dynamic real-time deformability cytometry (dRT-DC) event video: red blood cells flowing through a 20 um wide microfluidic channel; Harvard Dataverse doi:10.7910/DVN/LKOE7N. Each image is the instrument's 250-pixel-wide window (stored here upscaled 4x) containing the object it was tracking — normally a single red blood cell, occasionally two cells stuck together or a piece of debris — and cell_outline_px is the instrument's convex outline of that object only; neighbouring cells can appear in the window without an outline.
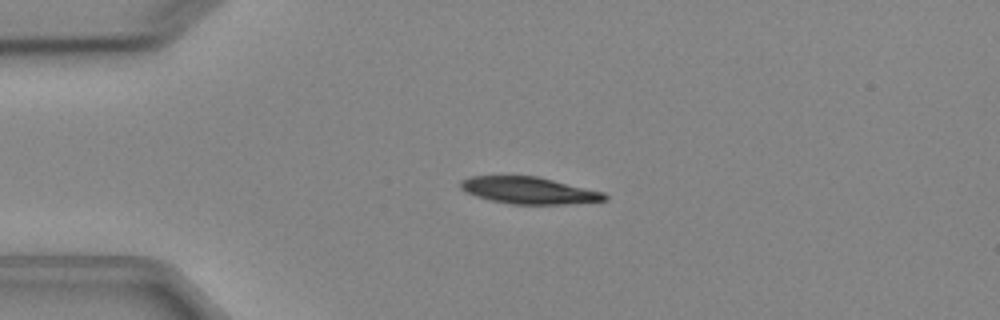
{"species": "Egyptian fruit bat (a non-hibernating species)", "species_latin": "Rousettus aegyptiacus", "temperature_condition": "cold", "stored_images_in_passage": 6, "camera_frame_rate_fps": 3000, "um_per_image_px": 0.085, "animal": {"sex": "female"}, "frame": {"image": 1, "passage_image": 3, "time_ms": 3.0, "image_size_px": [1000, 320], "cell_outline_px": [[608, 200], [564, 204], [512, 204], [492, 200], [476, 196], [460, 188], [460, 180], [468, 176], [536, 176], [604, 192], [608, 196]], "centroid_in_image_um": [44.95, 16.18], "position_along_channel_um": 40.0, "area_um2": 22.37}}
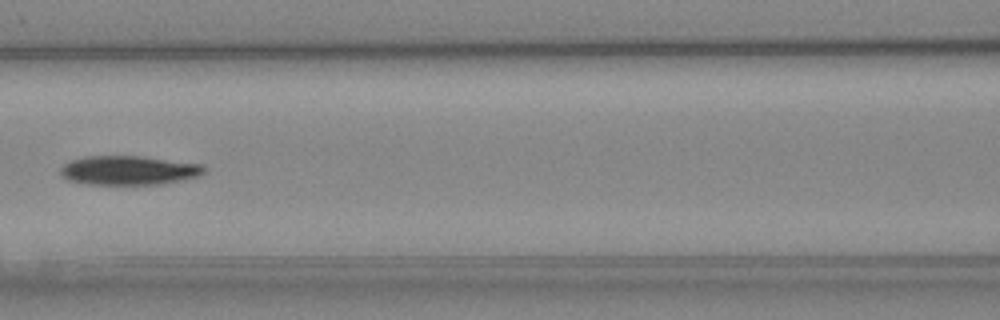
{"frame": {"image": 2, "passage_image": 6, "time_ms": 6.667, "image_size_px": [1000, 320], "cell_outline_px": [[204, 172], [200, 176], [160, 184], [88, 184], [68, 180], [60, 172], [60, 168], [64, 164], [72, 160], [84, 156], [144, 156], [204, 164]], "centroid_in_image_um": [10.97, 14.47], "position_along_channel_um": 155.6, "area_um2": 24.39}}